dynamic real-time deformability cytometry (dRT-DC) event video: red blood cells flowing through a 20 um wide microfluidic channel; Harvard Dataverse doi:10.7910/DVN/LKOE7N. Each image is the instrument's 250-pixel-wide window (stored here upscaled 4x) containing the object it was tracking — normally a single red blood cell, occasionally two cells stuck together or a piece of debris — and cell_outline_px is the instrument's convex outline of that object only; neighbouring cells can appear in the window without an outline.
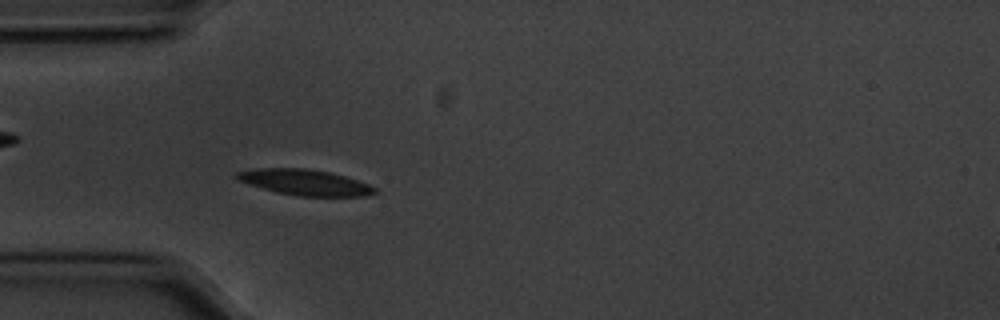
{"species": "common noctule bat (a hibernating species)", "species_latin": "Nyctalus noctula", "temperature_condition": "cold", "stored_images_in_passage": 52, "camera_frame_rate_fps": 3000, "um_per_image_px": 0.085, "animal": {"sex": "male", "body_mass_g": 20.1, "forearm_length_mm": 53.5}, "frame": {"image": 1, "passage_image": 12, "time_ms": 3.667, "image_size_px": [1000, 320], "cell_outline_px": [[380, 192], [364, 196], [300, 196], [276, 192], [248, 184], [240, 180], [236, 176], [236, 172], [256, 168], [304, 168], [328, 172], [344, 176], [368, 184], [376, 188]], "centroid_in_image_um": [25.93, 15.5], "position_along_channel_um": 59.1, "area_um2": 20.52}}
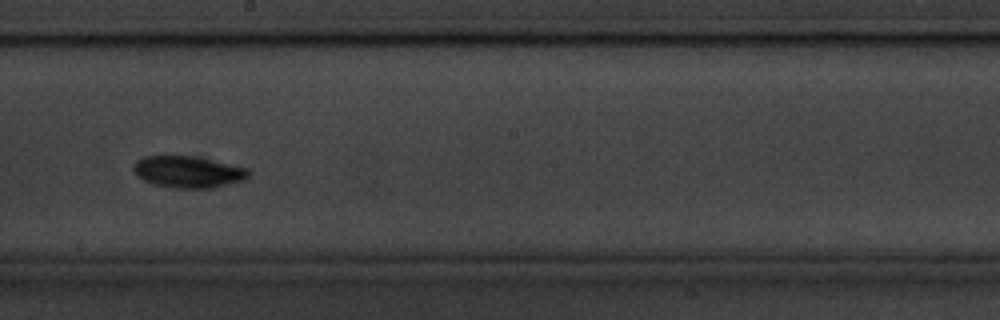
{"frame": {"image": 2, "passage_image": 27, "time_ms": 8.667, "image_size_px": [1000, 320], "cell_outline_px": [[252, 172], [248, 180], [212, 188], [172, 188], [152, 184], [136, 176], [132, 168], [132, 164], [136, 160], [144, 156], [192, 156], [248, 168]], "centroid_in_image_um": [16.0, 14.62], "position_along_channel_um": 232.2, "area_um2": 21.56}}
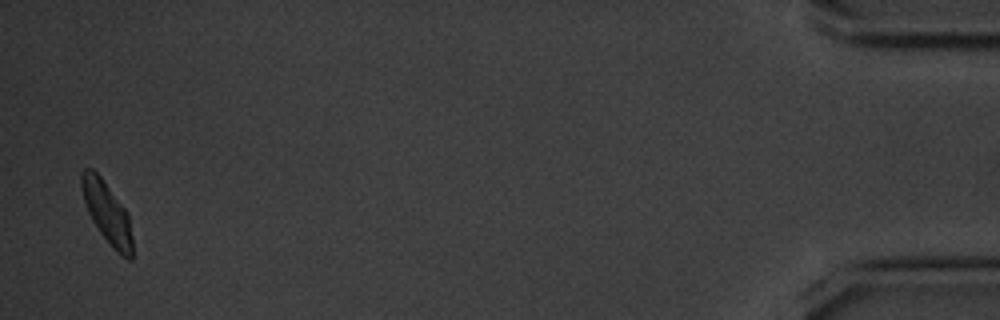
{"frame": {"image": 3, "passage_image": 51, "time_ms": 16.667, "image_size_px": [1000, 320], "cell_outline_px": [[132, 260], [128, 260], [116, 252], [112, 248], [100, 232], [92, 220], [84, 204], [80, 184], [80, 172], [84, 168], [92, 168], [100, 176], [128, 212], [132, 236]], "centroid_in_image_um": [9.08, 18.07], "position_along_channel_um": 426.1, "area_um2": 18.38}, "authors_computed_cell_mechanics": {"area_um2": 19.5364, "velocity_mm_per_s": 3.515, "shape_relaxation_time_tau1_ms": 2.3022, "shape_relaxation_time_tau2_ms": null, "deformation_change_tau1": 0.117, "deformation_change_tau2": null}}